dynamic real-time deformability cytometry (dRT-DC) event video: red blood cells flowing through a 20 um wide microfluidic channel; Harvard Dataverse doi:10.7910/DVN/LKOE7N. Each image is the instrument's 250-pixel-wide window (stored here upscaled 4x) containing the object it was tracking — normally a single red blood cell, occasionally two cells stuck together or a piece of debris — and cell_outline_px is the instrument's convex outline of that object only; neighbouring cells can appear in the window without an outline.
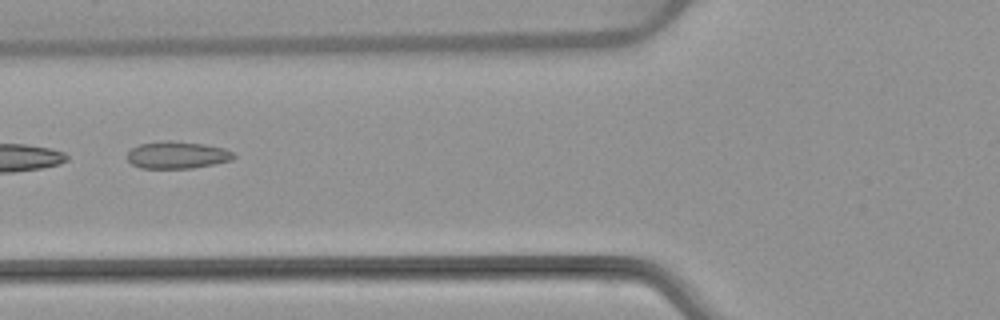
{"species": "common noctule bat (a hibernating species)", "species_latin": "Nyctalus noctula", "temperature_condition": "warm", "stored_images_in_passage": 5, "camera_frame_rate_fps": 3000, "um_per_image_px": 0.085, "animal": {"sex": "female", "body_mass_g": 22.7, "forearm_length_mm": 54.2}, "frame": {"image": 1, "passage_image": 5, "time_ms": 4.667, "image_size_px": [1000, 320], "cell_outline_px": [[236, 156], [232, 160], [192, 168], [140, 168], [132, 164], [128, 160], [128, 152], [132, 148], [140, 144], [160, 140], [168, 140], [204, 144], [224, 148], [232, 152]], "centroid_in_image_um": [15.05, 13.17], "position_along_channel_um": 110.8, "area_um2": 16.82}}